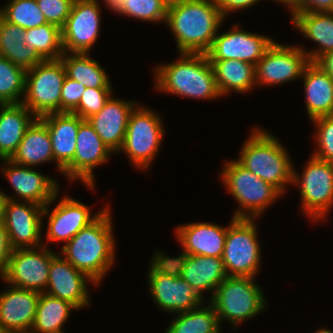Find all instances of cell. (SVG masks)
<instances>
[{
    "label": "cell",
    "instance_id": "cell-41",
    "mask_svg": "<svg viewBox=\"0 0 333 333\" xmlns=\"http://www.w3.org/2000/svg\"><path fill=\"white\" fill-rule=\"evenodd\" d=\"M47 23L62 28L75 0H36Z\"/></svg>",
    "mask_w": 333,
    "mask_h": 333
},
{
    "label": "cell",
    "instance_id": "cell-20",
    "mask_svg": "<svg viewBox=\"0 0 333 333\" xmlns=\"http://www.w3.org/2000/svg\"><path fill=\"white\" fill-rule=\"evenodd\" d=\"M89 281L97 285L88 275L57 254L51 260L45 293L73 304L78 310L90 305Z\"/></svg>",
    "mask_w": 333,
    "mask_h": 333
},
{
    "label": "cell",
    "instance_id": "cell-16",
    "mask_svg": "<svg viewBox=\"0 0 333 333\" xmlns=\"http://www.w3.org/2000/svg\"><path fill=\"white\" fill-rule=\"evenodd\" d=\"M112 151L107 148L93 127L84 120L77 132V146L73 160L63 169L70 181L79 180L86 187L95 186L94 168L109 160Z\"/></svg>",
    "mask_w": 333,
    "mask_h": 333
},
{
    "label": "cell",
    "instance_id": "cell-46",
    "mask_svg": "<svg viewBox=\"0 0 333 333\" xmlns=\"http://www.w3.org/2000/svg\"><path fill=\"white\" fill-rule=\"evenodd\" d=\"M313 63L333 79V51L324 53Z\"/></svg>",
    "mask_w": 333,
    "mask_h": 333
},
{
    "label": "cell",
    "instance_id": "cell-29",
    "mask_svg": "<svg viewBox=\"0 0 333 333\" xmlns=\"http://www.w3.org/2000/svg\"><path fill=\"white\" fill-rule=\"evenodd\" d=\"M9 160L28 167L54 161L49 131L40 118H36L27 128L22 141Z\"/></svg>",
    "mask_w": 333,
    "mask_h": 333
},
{
    "label": "cell",
    "instance_id": "cell-45",
    "mask_svg": "<svg viewBox=\"0 0 333 333\" xmlns=\"http://www.w3.org/2000/svg\"><path fill=\"white\" fill-rule=\"evenodd\" d=\"M215 2L222 15L226 18L230 13L256 5L259 0H215Z\"/></svg>",
    "mask_w": 333,
    "mask_h": 333
},
{
    "label": "cell",
    "instance_id": "cell-30",
    "mask_svg": "<svg viewBox=\"0 0 333 333\" xmlns=\"http://www.w3.org/2000/svg\"><path fill=\"white\" fill-rule=\"evenodd\" d=\"M221 96L230 91L246 93L256 86L255 65L240 60H209Z\"/></svg>",
    "mask_w": 333,
    "mask_h": 333
},
{
    "label": "cell",
    "instance_id": "cell-17",
    "mask_svg": "<svg viewBox=\"0 0 333 333\" xmlns=\"http://www.w3.org/2000/svg\"><path fill=\"white\" fill-rule=\"evenodd\" d=\"M239 25L226 32L216 34L212 46L206 53L209 60L237 59L255 65L272 45L274 39L241 30Z\"/></svg>",
    "mask_w": 333,
    "mask_h": 333
},
{
    "label": "cell",
    "instance_id": "cell-31",
    "mask_svg": "<svg viewBox=\"0 0 333 333\" xmlns=\"http://www.w3.org/2000/svg\"><path fill=\"white\" fill-rule=\"evenodd\" d=\"M25 30L6 21L0 15V56L17 66L29 70L41 63L38 53L24 43Z\"/></svg>",
    "mask_w": 333,
    "mask_h": 333
},
{
    "label": "cell",
    "instance_id": "cell-28",
    "mask_svg": "<svg viewBox=\"0 0 333 333\" xmlns=\"http://www.w3.org/2000/svg\"><path fill=\"white\" fill-rule=\"evenodd\" d=\"M292 23L304 35L305 38L318 43L319 48L314 51H306L310 62H314L319 56L333 51V12L293 13Z\"/></svg>",
    "mask_w": 333,
    "mask_h": 333
},
{
    "label": "cell",
    "instance_id": "cell-21",
    "mask_svg": "<svg viewBox=\"0 0 333 333\" xmlns=\"http://www.w3.org/2000/svg\"><path fill=\"white\" fill-rule=\"evenodd\" d=\"M37 291L9 286L0 292V329L3 333H29L36 317Z\"/></svg>",
    "mask_w": 333,
    "mask_h": 333
},
{
    "label": "cell",
    "instance_id": "cell-5",
    "mask_svg": "<svg viewBox=\"0 0 333 333\" xmlns=\"http://www.w3.org/2000/svg\"><path fill=\"white\" fill-rule=\"evenodd\" d=\"M224 164L220 174L221 181L241 207L235 211L233 218L256 219L276 198L283 195L276 187L257 177L237 160H227Z\"/></svg>",
    "mask_w": 333,
    "mask_h": 333
},
{
    "label": "cell",
    "instance_id": "cell-36",
    "mask_svg": "<svg viewBox=\"0 0 333 333\" xmlns=\"http://www.w3.org/2000/svg\"><path fill=\"white\" fill-rule=\"evenodd\" d=\"M110 10L148 22H166L168 4L163 0H104Z\"/></svg>",
    "mask_w": 333,
    "mask_h": 333
},
{
    "label": "cell",
    "instance_id": "cell-39",
    "mask_svg": "<svg viewBox=\"0 0 333 333\" xmlns=\"http://www.w3.org/2000/svg\"><path fill=\"white\" fill-rule=\"evenodd\" d=\"M311 121L317 127L315 140L318 147L312 156L333 163V115L321 116Z\"/></svg>",
    "mask_w": 333,
    "mask_h": 333
},
{
    "label": "cell",
    "instance_id": "cell-37",
    "mask_svg": "<svg viewBox=\"0 0 333 333\" xmlns=\"http://www.w3.org/2000/svg\"><path fill=\"white\" fill-rule=\"evenodd\" d=\"M26 70L0 56V104H19L25 92Z\"/></svg>",
    "mask_w": 333,
    "mask_h": 333
},
{
    "label": "cell",
    "instance_id": "cell-50",
    "mask_svg": "<svg viewBox=\"0 0 333 333\" xmlns=\"http://www.w3.org/2000/svg\"><path fill=\"white\" fill-rule=\"evenodd\" d=\"M163 1H165L168 5H170V4H173V3H176V2H181L183 0H163Z\"/></svg>",
    "mask_w": 333,
    "mask_h": 333
},
{
    "label": "cell",
    "instance_id": "cell-25",
    "mask_svg": "<svg viewBox=\"0 0 333 333\" xmlns=\"http://www.w3.org/2000/svg\"><path fill=\"white\" fill-rule=\"evenodd\" d=\"M47 125L57 170L63 169L73 160L77 146V132L84 121L80 116L68 113H51L40 117Z\"/></svg>",
    "mask_w": 333,
    "mask_h": 333
},
{
    "label": "cell",
    "instance_id": "cell-33",
    "mask_svg": "<svg viewBox=\"0 0 333 333\" xmlns=\"http://www.w3.org/2000/svg\"><path fill=\"white\" fill-rule=\"evenodd\" d=\"M71 54V55H70ZM89 53H63L60 57L66 75L89 88H111L106 71L98 62L89 57Z\"/></svg>",
    "mask_w": 333,
    "mask_h": 333
},
{
    "label": "cell",
    "instance_id": "cell-18",
    "mask_svg": "<svg viewBox=\"0 0 333 333\" xmlns=\"http://www.w3.org/2000/svg\"><path fill=\"white\" fill-rule=\"evenodd\" d=\"M58 193L59 191L53 200L44 207L42 216L48 217L47 241L61 242L62 240L67 243L78 231L93 222L104 209L91 216L89 206L69 196H64L50 212L48 207L55 201Z\"/></svg>",
    "mask_w": 333,
    "mask_h": 333
},
{
    "label": "cell",
    "instance_id": "cell-6",
    "mask_svg": "<svg viewBox=\"0 0 333 333\" xmlns=\"http://www.w3.org/2000/svg\"><path fill=\"white\" fill-rule=\"evenodd\" d=\"M255 278L227 276L216 288L209 302L221 322H231L238 326L242 322L260 314L266 309V301L262 289L255 282Z\"/></svg>",
    "mask_w": 333,
    "mask_h": 333
},
{
    "label": "cell",
    "instance_id": "cell-43",
    "mask_svg": "<svg viewBox=\"0 0 333 333\" xmlns=\"http://www.w3.org/2000/svg\"><path fill=\"white\" fill-rule=\"evenodd\" d=\"M291 13L333 12V0H291Z\"/></svg>",
    "mask_w": 333,
    "mask_h": 333
},
{
    "label": "cell",
    "instance_id": "cell-11",
    "mask_svg": "<svg viewBox=\"0 0 333 333\" xmlns=\"http://www.w3.org/2000/svg\"><path fill=\"white\" fill-rule=\"evenodd\" d=\"M295 171L292 184L300 186L302 212L314 222L325 219L333 205V163L311 156L302 176Z\"/></svg>",
    "mask_w": 333,
    "mask_h": 333
},
{
    "label": "cell",
    "instance_id": "cell-7",
    "mask_svg": "<svg viewBox=\"0 0 333 333\" xmlns=\"http://www.w3.org/2000/svg\"><path fill=\"white\" fill-rule=\"evenodd\" d=\"M152 258L147 280L151 297L159 308L177 314L195 309L205 301L160 251Z\"/></svg>",
    "mask_w": 333,
    "mask_h": 333
},
{
    "label": "cell",
    "instance_id": "cell-26",
    "mask_svg": "<svg viewBox=\"0 0 333 333\" xmlns=\"http://www.w3.org/2000/svg\"><path fill=\"white\" fill-rule=\"evenodd\" d=\"M34 118V119H33ZM37 117L22 103L0 104V160L10 159Z\"/></svg>",
    "mask_w": 333,
    "mask_h": 333
},
{
    "label": "cell",
    "instance_id": "cell-47",
    "mask_svg": "<svg viewBox=\"0 0 333 333\" xmlns=\"http://www.w3.org/2000/svg\"><path fill=\"white\" fill-rule=\"evenodd\" d=\"M6 203H7V197L0 190V224H3L4 220H5V206H6Z\"/></svg>",
    "mask_w": 333,
    "mask_h": 333
},
{
    "label": "cell",
    "instance_id": "cell-42",
    "mask_svg": "<svg viewBox=\"0 0 333 333\" xmlns=\"http://www.w3.org/2000/svg\"><path fill=\"white\" fill-rule=\"evenodd\" d=\"M86 87L81 82L73 80L66 75L61 88V112L71 113L81 100Z\"/></svg>",
    "mask_w": 333,
    "mask_h": 333
},
{
    "label": "cell",
    "instance_id": "cell-19",
    "mask_svg": "<svg viewBox=\"0 0 333 333\" xmlns=\"http://www.w3.org/2000/svg\"><path fill=\"white\" fill-rule=\"evenodd\" d=\"M177 270L178 274L203 298V292L215 293L219 284L228 276L222 257L187 255L176 258L161 253ZM213 291V292H212Z\"/></svg>",
    "mask_w": 333,
    "mask_h": 333
},
{
    "label": "cell",
    "instance_id": "cell-24",
    "mask_svg": "<svg viewBox=\"0 0 333 333\" xmlns=\"http://www.w3.org/2000/svg\"><path fill=\"white\" fill-rule=\"evenodd\" d=\"M182 253L222 257L227 227L209 222L182 224L175 231Z\"/></svg>",
    "mask_w": 333,
    "mask_h": 333
},
{
    "label": "cell",
    "instance_id": "cell-35",
    "mask_svg": "<svg viewBox=\"0 0 333 333\" xmlns=\"http://www.w3.org/2000/svg\"><path fill=\"white\" fill-rule=\"evenodd\" d=\"M24 43L43 60H58L64 53L61 28L51 23L26 29Z\"/></svg>",
    "mask_w": 333,
    "mask_h": 333
},
{
    "label": "cell",
    "instance_id": "cell-49",
    "mask_svg": "<svg viewBox=\"0 0 333 333\" xmlns=\"http://www.w3.org/2000/svg\"><path fill=\"white\" fill-rule=\"evenodd\" d=\"M274 1L281 2L282 4H285V6H289L291 0H274Z\"/></svg>",
    "mask_w": 333,
    "mask_h": 333
},
{
    "label": "cell",
    "instance_id": "cell-9",
    "mask_svg": "<svg viewBox=\"0 0 333 333\" xmlns=\"http://www.w3.org/2000/svg\"><path fill=\"white\" fill-rule=\"evenodd\" d=\"M161 119L160 114L151 109L136 106L130 114L126 135L118 153L124 152L135 167L147 170L165 135Z\"/></svg>",
    "mask_w": 333,
    "mask_h": 333
},
{
    "label": "cell",
    "instance_id": "cell-38",
    "mask_svg": "<svg viewBox=\"0 0 333 333\" xmlns=\"http://www.w3.org/2000/svg\"><path fill=\"white\" fill-rule=\"evenodd\" d=\"M0 15L24 30L47 23L36 0H10L5 7L0 8Z\"/></svg>",
    "mask_w": 333,
    "mask_h": 333
},
{
    "label": "cell",
    "instance_id": "cell-12",
    "mask_svg": "<svg viewBox=\"0 0 333 333\" xmlns=\"http://www.w3.org/2000/svg\"><path fill=\"white\" fill-rule=\"evenodd\" d=\"M38 249H13L1 279L13 287L44 293L48 285L51 260L57 254L44 243Z\"/></svg>",
    "mask_w": 333,
    "mask_h": 333
},
{
    "label": "cell",
    "instance_id": "cell-1",
    "mask_svg": "<svg viewBox=\"0 0 333 333\" xmlns=\"http://www.w3.org/2000/svg\"><path fill=\"white\" fill-rule=\"evenodd\" d=\"M224 18L215 0H183L168 5L165 23L179 54H206Z\"/></svg>",
    "mask_w": 333,
    "mask_h": 333
},
{
    "label": "cell",
    "instance_id": "cell-48",
    "mask_svg": "<svg viewBox=\"0 0 333 333\" xmlns=\"http://www.w3.org/2000/svg\"><path fill=\"white\" fill-rule=\"evenodd\" d=\"M314 333H333V331H331L330 329L320 328L317 329V331H315Z\"/></svg>",
    "mask_w": 333,
    "mask_h": 333
},
{
    "label": "cell",
    "instance_id": "cell-3",
    "mask_svg": "<svg viewBox=\"0 0 333 333\" xmlns=\"http://www.w3.org/2000/svg\"><path fill=\"white\" fill-rule=\"evenodd\" d=\"M178 60L157 66L155 88L176 96L194 99L221 97L206 54L180 53Z\"/></svg>",
    "mask_w": 333,
    "mask_h": 333
},
{
    "label": "cell",
    "instance_id": "cell-22",
    "mask_svg": "<svg viewBox=\"0 0 333 333\" xmlns=\"http://www.w3.org/2000/svg\"><path fill=\"white\" fill-rule=\"evenodd\" d=\"M2 161L6 165L2 172L21 200L45 207L59 191L55 179L32 170L33 167L19 165L9 159Z\"/></svg>",
    "mask_w": 333,
    "mask_h": 333
},
{
    "label": "cell",
    "instance_id": "cell-4",
    "mask_svg": "<svg viewBox=\"0 0 333 333\" xmlns=\"http://www.w3.org/2000/svg\"><path fill=\"white\" fill-rule=\"evenodd\" d=\"M252 129L237 161L283 194L287 191L285 186L293 183L295 169L287 150L272 133L265 132L263 128Z\"/></svg>",
    "mask_w": 333,
    "mask_h": 333
},
{
    "label": "cell",
    "instance_id": "cell-10",
    "mask_svg": "<svg viewBox=\"0 0 333 333\" xmlns=\"http://www.w3.org/2000/svg\"><path fill=\"white\" fill-rule=\"evenodd\" d=\"M229 224L222 256L226 273L228 276L254 278L261 264L255 219L232 217Z\"/></svg>",
    "mask_w": 333,
    "mask_h": 333
},
{
    "label": "cell",
    "instance_id": "cell-32",
    "mask_svg": "<svg viewBox=\"0 0 333 333\" xmlns=\"http://www.w3.org/2000/svg\"><path fill=\"white\" fill-rule=\"evenodd\" d=\"M77 308L62 299L40 293L34 324L29 333H64L63 326L70 312Z\"/></svg>",
    "mask_w": 333,
    "mask_h": 333
},
{
    "label": "cell",
    "instance_id": "cell-2",
    "mask_svg": "<svg viewBox=\"0 0 333 333\" xmlns=\"http://www.w3.org/2000/svg\"><path fill=\"white\" fill-rule=\"evenodd\" d=\"M108 208L62 247V256L97 285L115 261V239Z\"/></svg>",
    "mask_w": 333,
    "mask_h": 333
},
{
    "label": "cell",
    "instance_id": "cell-15",
    "mask_svg": "<svg viewBox=\"0 0 333 333\" xmlns=\"http://www.w3.org/2000/svg\"><path fill=\"white\" fill-rule=\"evenodd\" d=\"M7 197L4 224L13 249L42 246V220L44 207L29 201Z\"/></svg>",
    "mask_w": 333,
    "mask_h": 333
},
{
    "label": "cell",
    "instance_id": "cell-34",
    "mask_svg": "<svg viewBox=\"0 0 333 333\" xmlns=\"http://www.w3.org/2000/svg\"><path fill=\"white\" fill-rule=\"evenodd\" d=\"M201 304L187 312L177 313L164 333H221L218 316L213 305Z\"/></svg>",
    "mask_w": 333,
    "mask_h": 333
},
{
    "label": "cell",
    "instance_id": "cell-14",
    "mask_svg": "<svg viewBox=\"0 0 333 333\" xmlns=\"http://www.w3.org/2000/svg\"><path fill=\"white\" fill-rule=\"evenodd\" d=\"M100 4L98 0H75L61 28L65 53H89L100 35Z\"/></svg>",
    "mask_w": 333,
    "mask_h": 333
},
{
    "label": "cell",
    "instance_id": "cell-27",
    "mask_svg": "<svg viewBox=\"0 0 333 333\" xmlns=\"http://www.w3.org/2000/svg\"><path fill=\"white\" fill-rule=\"evenodd\" d=\"M302 78L310 121L333 115V79L313 62L305 67Z\"/></svg>",
    "mask_w": 333,
    "mask_h": 333
},
{
    "label": "cell",
    "instance_id": "cell-44",
    "mask_svg": "<svg viewBox=\"0 0 333 333\" xmlns=\"http://www.w3.org/2000/svg\"><path fill=\"white\" fill-rule=\"evenodd\" d=\"M13 248L10 244L8 231L5 224H0V276L3 277Z\"/></svg>",
    "mask_w": 333,
    "mask_h": 333
},
{
    "label": "cell",
    "instance_id": "cell-23",
    "mask_svg": "<svg viewBox=\"0 0 333 333\" xmlns=\"http://www.w3.org/2000/svg\"><path fill=\"white\" fill-rule=\"evenodd\" d=\"M134 101H127L111 96L104 107L87 119L103 143L114 154L119 152L131 112L136 107Z\"/></svg>",
    "mask_w": 333,
    "mask_h": 333
},
{
    "label": "cell",
    "instance_id": "cell-40",
    "mask_svg": "<svg viewBox=\"0 0 333 333\" xmlns=\"http://www.w3.org/2000/svg\"><path fill=\"white\" fill-rule=\"evenodd\" d=\"M113 88H89L86 87L79 105L71 112L87 120L98 113L111 97Z\"/></svg>",
    "mask_w": 333,
    "mask_h": 333
},
{
    "label": "cell",
    "instance_id": "cell-8",
    "mask_svg": "<svg viewBox=\"0 0 333 333\" xmlns=\"http://www.w3.org/2000/svg\"><path fill=\"white\" fill-rule=\"evenodd\" d=\"M66 69L61 59L43 60L26 70L25 92L22 104L37 118L61 113V88Z\"/></svg>",
    "mask_w": 333,
    "mask_h": 333
},
{
    "label": "cell",
    "instance_id": "cell-13",
    "mask_svg": "<svg viewBox=\"0 0 333 333\" xmlns=\"http://www.w3.org/2000/svg\"><path fill=\"white\" fill-rule=\"evenodd\" d=\"M310 60L299 45L288 46L274 41L255 64L257 85H279L302 78Z\"/></svg>",
    "mask_w": 333,
    "mask_h": 333
}]
</instances>
